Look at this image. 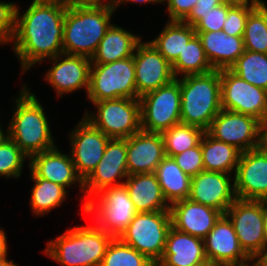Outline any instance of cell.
<instances>
[{
    "mask_svg": "<svg viewBox=\"0 0 267 266\" xmlns=\"http://www.w3.org/2000/svg\"><path fill=\"white\" fill-rule=\"evenodd\" d=\"M6 131H3V128L0 127V140L6 135V133H4Z\"/></svg>",
    "mask_w": 267,
    "mask_h": 266,
    "instance_id": "cell-55",
    "label": "cell"
},
{
    "mask_svg": "<svg viewBox=\"0 0 267 266\" xmlns=\"http://www.w3.org/2000/svg\"><path fill=\"white\" fill-rule=\"evenodd\" d=\"M7 235L0 227V257L7 255Z\"/></svg>",
    "mask_w": 267,
    "mask_h": 266,
    "instance_id": "cell-46",
    "label": "cell"
},
{
    "mask_svg": "<svg viewBox=\"0 0 267 266\" xmlns=\"http://www.w3.org/2000/svg\"><path fill=\"white\" fill-rule=\"evenodd\" d=\"M67 6L68 0H33L22 15L17 8L11 46L19 58L22 74L37 63L63 53Z\"/></svg>",
    "mask_w": 267,
    "mask_h": 266,
    "instance_id": "cell-1",
    "label": "cell"
},
{
    "mask_svg": "<svg viewBox=\"0 0 267 266\" xmlns=\"http://www.w3.org/2000/svg\"><path fill=\"white\" fill-rule=\"evenodd\" d=\"M92 104L97 112L86 111L83 116L109 138L127 139L141 130L139 99L119 98Z\"/></svg>",
    "mask_w": 267,
    "mask_h": 266,
    "instance_id": "cell-9",
    "label": "cell"
},
{
    "mask_svg": "<svg viewBox=\"0 0 267 266\" xmlns=\"http://www.w3.org/2000/svg\"><path fill=\"white\" fill-rule=\"evenodd\" d=\"M198 0H164L170 21H184Z\"/></svg>",
    "mask_w": 267,
    "mask_h": 266,
    "instance_id": "cell-42",
    "label": "cell"
},
{
    "mask_svg": "<svg viewBox=\"0 0 267 266\" xmlns=\"http://www.w3.org/2000/svg\"><path fill=\"white\" fill-rule=\"evenodd\" d=\"M205 131L199 127L179 123L161 133L165 155L173 157L200 144Z\"/></svg>",
    "mask_w": 267,
    "mask_h": 266,
    "instance_id": "cell-34",
    "label": "cell"
},
{
    "mask_svg": "<svg viewBox=\"0 0 267 266\" xmlns=\"http://www.w3.org/2000/svg\"><path fill=\"white\" fill-rule=\"evenodd\" d=\"M263 221H264L266 251H267V201H263Z\"/></svg>",
    "mask_w": 267,
    "mask_h": 266,
    "instance_id": "cell-48",
    "label": "cell"
},
{
    "mask_svg": "<svg viewBox=\"0 0 267 266\" xmlns=\"http://www.w3.org/2000/svg\"><path fill=\"white\" fill-rule=\"evenodd\" d=\"M181 92V123L209 129L221 111L220 70L179 78Z\"/></svg>",
    "mask_w": 267,
    "mask_h": 266,
    "instance_id": "cell-5",
    "label": "cell"
},
{
    "mask_svg": "<svg viewBox=\"0 0 267 266\" xmlns=\"http://www.w3.org/2000/svg\"><path fill=\"white\" fill-rule=\"evenodd\" d=\"M145 255L114 238L109 244L100 266H154Z\"/></svg>",
    "mask_w": 267,
    "mask_h": 266,
    "instance_id": "cell-36",
    "label": "cell"
},
{
    "mask_svg": "<svg viewBox=\"0 0 267 266\" xmlns=\"http://www.w3.org/2000/svg\"><path fill=\"white\" fill-rule=\"evenodd\" d=\"M245 50L267 54V5L255 7L248 15L243 35Z\"/></svg>",
    "mask_w": 267,
    "mask_h": 266,
    "instance_id": "cell-35",
    "label": "cell"
},
{
    "mask_svg": "<svg viewBox=\"0 0 267 266\" xmlns=\"http://www.w3.org/2000/svg\"><path fill=\"white\" fill-rule=\"evenodd\" d=\"M34 185L31 191L30 206L33 214L43 216L60 207L67 198V188L43 178H31Z\"/></svg>",
    "mask_w": 267,
    "mask_h": 266,
    "instance_id": "cell-31",
    "label": "cell"
},
{
    "mask_svg": "<svg viewBox=\"0 0 267 266\" xmlns=\"http://www.w3.org/2000/svg\"><path fill=\"white\" fill-rule=\"evenodd\" d=\"M90 102L119 98H137L133 56L106 64H91Z\"/></svg>",
    "mask_w": 267,
    "mask_h": 266,
    "instance_id": "cell-8",
    "label": "cell"
},
{
    "mask_svg": "<svg viewBox=\"0 0 267 266\" xmlns=\"http://www.w3.org/2000/svg\"><path fill=\"white\" fill-rule=\"evenodd\" d=\"M161 133L140 130L127 138V170L129 175L155 173L165 157Z\"/></svg>",
    "mask_w": 267,
    "mask_h": 266,
    "instance_id": "cell-23",
    "label": "cell"
},
{
    "mask_svg": "<svg viewBox=\"0 0 267 266\" xmlns=\"http://www.w3.org/2000/svg\"><path fill=\"white\" fill-rule=\"evenodd\" d=\"M237 199L267 201V155L259 147L242 152L233 177Z\"/></svg>",
    "mask_w": 267,
    "mask_h": 266,
    "instance_id": "cell-16",
    "label": "cell"
},
{
    "mask_svg": "<svg viewBox=\"0 0 267 266\" xmlns=\"http://www.w3.org/2000/svg\"><path fill=\"white\" fill-rule=\"evenodd\" d=\"M259 147L264 151V153L267 155V144H260Z\"/></svg>",
    "mask_w": 267,
    "mask_h": 266,
    "instance_id": "cell-54",
    "label": "cell"
},
{
    "mask_svg": "<svg viewBox=\"0 0 267 266\" xmlns=\"http://www.w3.org/2000/svg\"><path fill=\"white\" fill-rule=\"evenodd\" d=\"M129 176L127 170V139L110 138L102 159L84 180V199L86 202L103 188L124 184L122 179ZM119 180V182H118ZM120 180H122L120 182Z\"/></svg>",
    "mask_w": 267,
    "mask_h": 266,
    "instance_id": "cell-14",
    "label": "cell"
},
{
    "mask_svg": "<svg viewBox=\"0 0 267 266\" xmlns=\"http://www.w3.org/2000/svg\"><path fill=\"white\" fill-rule=\"evenodd\" d=\"M71 3L80 5V6H106L113 9H116V5L119 0H68Z\"/></svg>",
    "mask_w": 267,
    "mask_h": 266,
    "instance_id": "cell-44",
    "label": "cell"
},
{
    "mask_svg": "<svg viewBox=\"0 0 267 266\" xmlns=\"http://www.w3.org/2000/svg\"><path fill=\"white\" fill-rule=\"evenodd\" d=\"M229 69L241 79L267 91V54L245 50Z\"/></svg>",
    "mask_w": 267,
    "mask_h": 266,
    "instance_id": "cell-33",
    "label": "cell"
},
{
    "mask_svg": "<svg viewBox=\"0 0 267 266\" xmlns=\"http://www.w3.org/2000/svg\"><path fill=\"white\" fill-rule=\"evenodd\" d=\"M155 174L169 205L189 198L191 177L181 170L173 157L165 156L158 164Z\"/></svg>",
    "mask_w": 267,
    "mask_h": 266,
    "instance_id": "cell-28",
    "label": "cell"
},
{
    "mask_svg": "<svg viewBox=\"0 0 267 266\" xmlns=\"http://www.w3.org/2000/svg\"><path fill=\"white\" fill-rule=\"evenodd\" d=\"M225 215L232 222L243 251L257 260L266 251L263 201L236 199Z\"/></svg>",
    "mask_w": 267,
    "mask_h": 266,
    "instance_id": "cell-11",
    "label": "cell"
},
{
    "mask_svg": "<svg viewBox=\"0 0 267 266\" xmlns=\"http://www.w3.org/2000/svg\"><path fill=\"white\" fill-rule=\"evenodd\" d=\"M206 132L242 153L259 148L262 123L252 116L221 109Z\"/></svg>",
    "mask_w": 267,
    "mask_h": 266,
    "instance_id": "cell-13",
    "label": "cell"
},
{
    "mask_svg": "<svg viewBox=\"0 0 267 266\" xmlns=\"http://www.w3.org/2000/svg\"><path fill=\"white\" fill-rule=\"evenodd\" d=\"M165 24L157 37L149 42L172 65L196 32L184 21L168 20Z\"/></svg>",
    "mask_w": 267,
    "mask_h": 266,
    "instance_id": "cell-30",
    "label": "cell"
},
{
    "mask_svg": "<svg viewBox=\"0 0 267 266\" xmlns=\"http://www.w3.org/2000/svg\"><path fill=\"white\" fill-rule=\"evenodd\" d=\"M251 263V265H250ZM241 264V265H233V266H262L261 263L258 260H251V262Z\"/></svg>",
    "mask_w": 267,
    "mask_h": 266,
    "instance_id": "cell-53",
    "label": "cell"
},
{
    "mask_svg": "<svg viewBox=\"0 0 267 266\" xmlns=\"http://www.w3.org/2000/svg\"><path fill=\"white\" fill-rule=\"evenodd\" d=\"M124 185L137 212L170 211L155 173L129 175Z\"/></svg>",
    "mask_w": 267,
    "mask_h": 266,
    "instance_id": "cell-26",
    "label": "cell"
},
{
    "mask_svg": "<svg viewBox=\"0 0 267 266\" xmlns=\"http://www.w3.org/2000/svg\"><path fill=\"white\" fill-rule=\"evenodd\" d=\"M26 159L29 157L7 135L0 140V177L19 178Z\"/></svg>",
    "mask_w": 267,
    "mask_h": 266,
    "instance_id": "cell-37",
    "label": "cell"
},
{
    "mask_svg": "<svg viewBox=\"0 0 267 266\" xmlns=\"http://www.w3.org/2000/svg\"><path fill=\"white\" fill-rule=\"evenodd\" d=\"M116 9L106 6H80L68 1L64 16L63 53L85 56L94 55Z\"/></svg>",
    "mask_w": 267,
    "mask_h": 266,
    "instance_id": "cell-3",
    "label": "cell"
},
{
    "mask_svg": "<svg viewBox=\"0 0 267 266\" xmlns=\"http://www.w3.org/2000/svg\"><path fill=\"white\" fill-rule=\"evenodd\" d=\"M83 212L105 233L119 238L138 213L124 184L103 188L86 202Z\"/></svg>",
    "mask_w": 267,
    "mask_h": 266,
    "instance_id": "cell-6",
    "label": "cell"
},
{
    "mask_svg": "<svg viewBox=\"0 0 267 266\" xmlns=\"http://www.w3.org/2000/svg\"><path fill=\"white\" fill-rule=\"evenodd\" d=\"M172 70L175 78H178L180 74L183 76L206 74L214 70L206 58L197 34L188 41L183 51L179 53L178 58L172 64Z\"/></svg>",
    "mask_w": 267,
    "mask_h": 266,
    "instance_id": "cell-32",
    "label": "cell"
},
{
    "mask_svg": "<svg viewBox=\"0 0 267 266\" xmlns=\"http://www.w3.org/2000/svg\"><path fill=\"white\" fill-rule=\"evenodd\" d=\"M260 144H267V118L262 123V136Z\"/></svg>",
    "mask_w": 267,
    "mask_h": 266,
    "instance_id": "cell-49",
    "label": "cell"
},
{
    "mask_svg": "<svg viewBox=\"0 0 267 266\" xmlns=\"http://www.w3.org/2000/svg\"><path fill=\"white\" fill-rule=\"evenodd\" d=\"M222 109L249 115L261 123L267 118V91L241 79L230 69L220 70Z\"/></svg>",
    "mask_w": 267,
    "mask_h": 266,
    "instance_id": "cell-12",
    "label": "cell"
},
{
    "mask_svg": "<svg viewBox=\"0 0 267 266\" xmlns=\"http://www.w3.org/2000/svg\"><path fill=\"white\" fill-rule=\"evenodd\" d=\"M203 240L207 259L225 266L241 265L252 260L241 248L233 224L225 214Z\"/></svg>",
    "mask_w": 267,
    "mask_h": 266,
    "instance_id": "cell-21",
    "label": "cell"
},
{
    "mask_svg": "<svg viewBox=\"0 0 267 266\" xmlns=\"http://www.w3.org/2000/svg\"><path fill=\"white\" fill-rule=\"evenodd\" d=\"M196 34L214 70L229 69L245 51L243 36H229L223 31Z\"/></svg>",
    "mask_w": 267,
    "mask_h": 266,
    "instance_id": "cell-25",
    "label": "cell"
},
{
    "mask_svg": "<svg viewBox=\"0 0 267 266\" xmlns=\"http://www.w3.org/2000/svg\"><path fill=\"white\" fill-rule=\"evenodd\" d=\"M71 159L78 175L84 181L102 159L110 138L82 117L69 133Z\"/></svg>",
    "mask_w": 267,
    "mask_h": 266,
    "instance_id": "cell-15",
    "label": "cell"
},
{
    "mask_svg": "<svg viewBox=\"0 0 267 266\" xmlns=\"http://www.w3.org/2000/svg\"><path fill=\"white\" fill-rule=\"evenodd\" d=\"M257 6L233 5L223 23V32L229 36H243L249 13Z\"/></svg>",
    "mask_w": 267,
    "mask_h": 266,
    "instance_id": "cell-39",
    "label": "cell"
},
{
    "mask_svg": "<svg viewBox=\"0 0 267 266\" xmlns=\"http://www.w3.org/2000/svg\"><path fill=\"white\" fill-rule=\"evenodd\" d=\"M224 2L233 5L259 6L264 3L263 0H224Z\"/></svg>",
    "mask_w": 267,
    "mask_h": 266,
    "instance_id": "cell-45",
    "label": "cell"
},
{
    "mask_svg": "<svg viewBox=\"0 0 267 266\" xmlns=\"http://www.w3.org/2000/svg\"><path fill=\"white\" fill-rule=\"evenodd\" d=\"M137 99L175 79L172 65L148 42H140L133 54Z\"/></svg>",
    "mask_w": 267,
    "mask_h": 266,
    "instance_id": "cell-17",
    "label": "cell"
},
{
    "mask_svg": "<svg viewBox=\"0 0 267 266\" xmlns=\"http://www.w3.org/2000/svg\"><path fill=\"white\" fill-rule=\"evenodd\" d=\"M171 227L170 211L138 212L119 239L156 265L164 253Z\"/></svg>",
    "mask_w": 267,
    "mask_h": 266,
    "instance_id": "cell-7",
    "label": "cell"
},
{
    "mask_svg": "<svg viewBox=\"0 0 267 266\" xmlns=\"http://www.w3.org/2000/svg\"><path fill=\"white\" fill-rule=\"evenodd\" d=\"M113 239L96 224L79 225L49 240L43 253L61 266H100Z\"/></svg>",
    "mask_w": 267,
    "mask_h": 266,
    "instance_id": "cell-4",
    "label": "cell"
},
{
    "mask_svg": "<svg viewBox=\"0 0 267 266\" xmlns=\"http://www.w3.org/2000/svg\"><path fill=\"white\" fill-rule=\"evenodd\" d=\"M7 256L8 255L0 257V266H18V264L16 265L13 262V260H8L9 258Z\"/></svg>",
    "mask_w": 267,
    "mask_h": 266,
    "instance_id": "cell-51",
    "label": "cell"
},
{
    "mask_svg": "<svg viewBox=\"0 0 267 266\" xmlns=\"http://www.w3.org/2000/svg\"><path fill=\"white\" fill-rule=\"evenodd\" d=\"M201 150L205 171L235 174L241 152L234 146L218 141L205 132Z\"/></svg>",
    "mask_w": 267,
    "mask_h": 266,
    "instance_id": "cell-29",
    "label": "cell"
},
{
    "mask_svg": "<svg viewBox=\"0 0 267 266\" xmlns=\"http://www.w3.org/2000/svg\"><path fill=\"white\" fill-rule=\"evenodd\" d=\"M181 170L190 177L204 171L201 142L199 145L173 156Z\"/></svg>",
    "mask_w": 267,
    "mask_h": 266,
    "instance_id": "cell-41",
    "label": "cell"
},
{
    "mask_svg": "<svg viewBox=\"0 0 267 266\" xmlns=\"http://www.w3.org/2000/svg\"><path fill=\"white\" fill-rule=\"evenodd\" d=\"M61 152L56 146L31 156L28 164L29 171H31L30 176L31 178H43L69 189L73 184L77 185L78 183L81 197H83L81 203L83 202L84 207V181L76 171L70 152L69 154Z\"/></svg>",
    "mask_w": 267,
    "mask_h": 266,
    "instance_id": "cell-18",
    "label": "cell"
},
{
    "mask_svg": "<svg viewBox=\"0 0 267 266\" xmlns=\"http://www.w3.org/2000/svg\"><path fill=\"white\" fill-rule=\"evenodd\" d=\"M195 266H225L222 263L210 260V259H206L198 264H196Z\"/></svg>",
    "mask_w": 267,
    "mask_h": 266,
    "instance_id": "cell-50",
    "label": "cell"
},
{
    "mask_svg": "<svg viewBox=\"0 0 267 266\" xmlns=\"http://www.w3.org/2000/svg\"><path fill=\"white\" fill-rule=\"evenodd\" d=\"M206 259L203 239L171 227L164 253L156 266H195Z\"/></svg>",
    "mask_w": 267,
    "mask_h": 266,
    "instance_id": "cell-24",
    "label": "cell"
},
{
    "mask_svg": "<svg viewBox=\"0 0 267 266\" xmlns=\"http://www.w3.org/2000/svg\"><path fill=\"white\" fill-rule=\"evenodd\" d=\"M18 95L13 98L15 106L5 130L6 135L29 158L56 147L50 123L37 96L30 92L27 84L23 85Z\"/></svg>",
    "mask_w": 267,
    "mask_h": 266,
    "instance_id": "cell-2",
    "label": "cell"
},
{
    "mask_svg": "<svg viewBox=\"0 0 267 266\" xmlns=\"http://www.w3.org/2000/svg\"><path fill=\"white\" fill-rule=\"evenodd\" d=\"M131 32L112 23L90 59L91 64H106L132 57L142 37Z\"/></svg>",
    "mask_w": 267,
    "mask_h": 266,
    "instance_id": "cell-27",
    "label": "cell"
},
{
    "mask_svg": "<svg viewBox=\"0 0 267 266\" xmlns=\"http://www.w3.org/2000/svg\"><path fill=\"white\" fill-rule=\"evenodd\" d=\"M17 8L15 2L0 1V45L11 43L16 31Z\"/></svg>",
    "mask_w": 267,
    "mask_h": 266,
    "instance_id": "cell-40",
    "label": "cell"
},
{
    "mask_svg": "<svg viewBox=\"0 0 267 266\" xmlns=\"http://www.w3.org/2000/svg\"><path fill=\"white\" fill-rule=\"evenodd\" d=\"M172 227L176 230L204 239L223 213L189 198L170 205Z\"/></svg>",
    "mask_w": 267,
    "mask_h": 266,
    "instance_id": "cell-22",
    "label": "cell"
},
{
    "mask_svg": "<svg viewBox=\"0 0 267 266\" xmlns=\"http://www.w3.org/2000/svg\"><path fill=\"white\" fill-rule=\"evenodd\" d=\"M141 129L162 133L181 123L179 77L139 98Z\"/></svg>",
    "mask_w": 267,
    "mask_h": 266,
    "instance_id": "cell-10",
    "label": "cell"
},
{
    "mask_svg": "<svg viewBox=\"0 0 267 266\" xmlns=\"http://www.w3.org/2000/svg\"><path fill=\"white\" fill-rule=\"evenodd\" d=\"M232 179V174L201 171L191 177L189 199L225 214L229 206L237 199Z\"/></svg>",
    "mask_w": 267,
    "mask_h": 266,
    "instance_id": "cell-20",
    "label": "cell"
},
{
    "mask_svg": "<svg viewBox=\"0 0 267 266\" xmlns=\"http://www.w3.org/2000/svg\"><path fill=\"white\" fill-rule=\"evenodd\" d=\"M124 2L126 3V2H136V3H144V4H146V3H149V4H151V3H164V0H119L118 1V3H117V5H116V9L118 8V7H120V5H123L124 4Z\"/></svg>",
    "mask_w": 267,
    "mask_h": 266,
    "instance_id": "cell-47",
    "label": "cell"
},
{
    "mask_svg": "<svg viewBox=\"0 0 267 266\" xmlns=\"http://www.w3.org/2000/svg\"><path fill=\"white\" fill-rule=\"evenodd\" d=\"M257 260L262 266H267V251H265Z\"/></svg>",
    "mask_w": 267,
    "mask_h": 266,
    "instance_id": "cell-52",
    "label": "cell"
},
{
    "mask_svg": "<svg viewBox=\"0 0 267 266\" xmlns=\"http://www.w3.org/2000/svg\"><path fill=\"white\" fill-rule=\"evenodd\" d=\"M48 60L52 62V67L45 73L44 79L54 88L58 97L81 88L88 92L91 67L89 58L62 53Z\"/></svg>",
    "mask_w": 267,
    "mask_h": 266,
    "instance_id": "cell-19",
    "label": "cell"
},
{
    "mask_svg": "<svg viewBox=\"0 0 267 266\" xmlns=\"http://www.w3.org/2000/svg\"><path fill=\"white\" fill-rule=\"evenodd\" d=\"M223 2L224 0H198L190 13H207Z\"/></svg>",
    "mask_w": 267,
    "mask_h": 266,
    "instance_id": "cell-43",
    "label": "cell"
},
{
    "mask_svg": "<svg viewBox=\"0 0 267 266\" xmlns=\"http://www.w3.org/2000/svg\"><path fill=\"white\" fill-rule=\"evenodd\" d=\"M232 6L233 4L223 2L207 13H190L184 22L193 26L195 32H220Z\"/></svg>",
    "mask_w": 267,
    "mask_h": 266,
    "instance_id": "cell-38",
    "label": "cell"
}]
</instances>
